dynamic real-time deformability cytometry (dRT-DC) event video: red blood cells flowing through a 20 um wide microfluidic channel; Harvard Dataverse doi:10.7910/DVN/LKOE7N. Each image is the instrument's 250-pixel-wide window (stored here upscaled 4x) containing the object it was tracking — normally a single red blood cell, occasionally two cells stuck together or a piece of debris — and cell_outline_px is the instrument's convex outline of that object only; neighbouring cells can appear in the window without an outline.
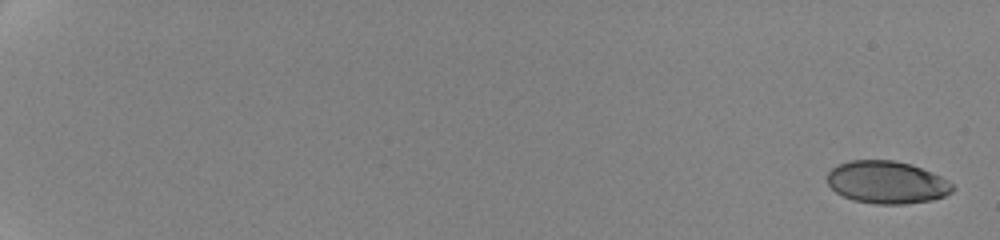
{"species": "human", "species_latin": "Homo sapiens", "temperature_condition": "cold", "stored_images_in_passage": 26, "camera_frame_rate_fps": 3000, "um_per_image_px": 0.085, "donor": {"sex": "female"}, "frame": {"image": 1, "passage_image": 1, "time_ms": 0.0, "image_size_px": [1000, 240], "cell_outline_px": [[956, 188], [952, 192], [944, 196], [932, 200], [904, 204], [876, 204], [852, 200], [836, 192], [828, 184], [828, 172], [832, 168], [840, 164], [852, 160], [896, 160], [912, 164], [940, 176], [952, 184]], "centroid_in_image_um": [75.4, 15.5], "position_along_channel_um": 9.6, "area_um2": 31.04}}
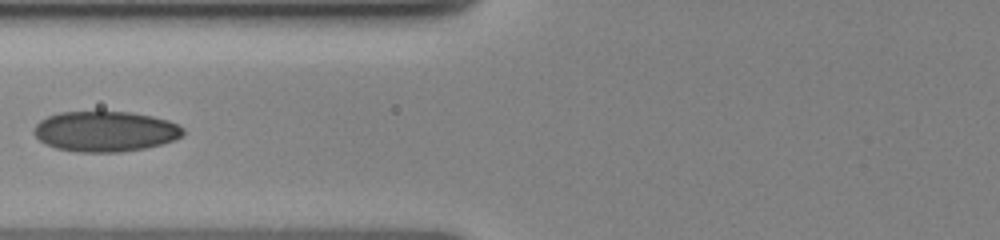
{"frame": {"image": 2, "passage_image": 15, "time_ms": 9.333, "image_size_px": [1000, 240], "cell_outline_px": [[184, 136], [160, 144], [144, 148], [120, 152], [76, 152], [56, 148], [44, 144], [32, 132], [36, 124], [40, 120], [48, 116], [60, 112], [132, 112], [152, 116], [168, 120], [184, 128]], "centroid_in_image_um": [8.93, 11.17], "position_along_channel_um": 116.9, "area_um2": 35.14}}
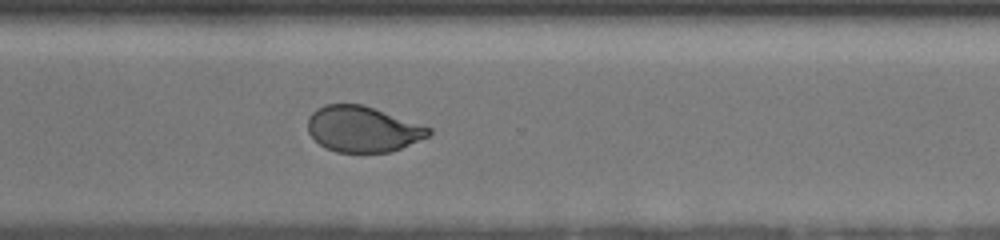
{"frame": {"image": 3, "passage_image": 26, "time_ms": 15.667, "image_size_px": [1000, 240], "cell_outline_px": [[432, 132], [428, 136], [392, 152], [336, 152], [320, 144], [308, 132], [308, 116], [316, 108], [324, 104], [364, 104], [432, 128]], "centroid_in_image_um": [30.83, 10.96], "position_along_channel_um": 339.8, "area_um2": 32.25}}